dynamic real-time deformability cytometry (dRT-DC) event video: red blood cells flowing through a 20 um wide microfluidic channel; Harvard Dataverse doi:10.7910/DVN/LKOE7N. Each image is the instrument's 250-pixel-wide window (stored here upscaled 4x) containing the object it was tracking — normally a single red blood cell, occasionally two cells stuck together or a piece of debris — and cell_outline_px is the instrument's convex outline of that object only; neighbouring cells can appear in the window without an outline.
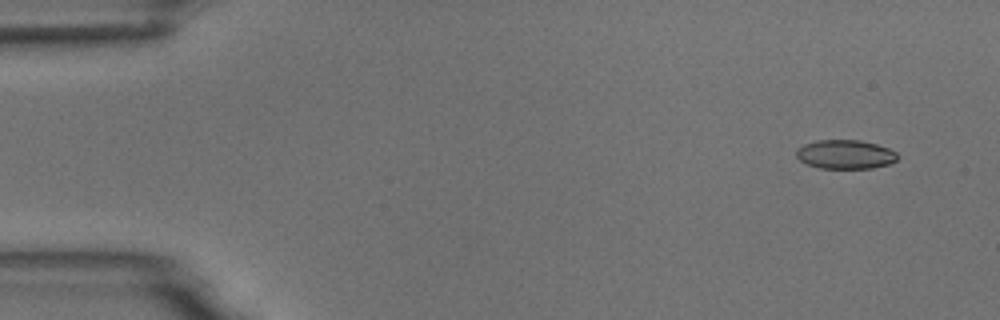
{"species": "common noctule bat (a hibernating species)", "species_latin": "Nyctalus noctula", "temperature_condition": "room temperature", "stored_images_in_passage": 5, "camera_frame_rate_fps": 3000, "um_per_image_px": 0.085, "animal": {"sex": "male", "body_mass_g": 18.8}, "frame": {"image": 1, "passage_image": 1, "time_ms": 0.0, "image_size_px": [1000, 320], "cell_outline_px": [[896, 160], [892, 164], [872, 168], [820, 168], [808, 164], [800, 160], [796, 156], [796, 148], [804, 144], [816, 140], [860, 140], [876, 144], [888, 148], [896, 152]], "centroid_in_image_um": [71.84, 13.12], "position_along_channel_um": 13.2, "area_um2": 17.11}}
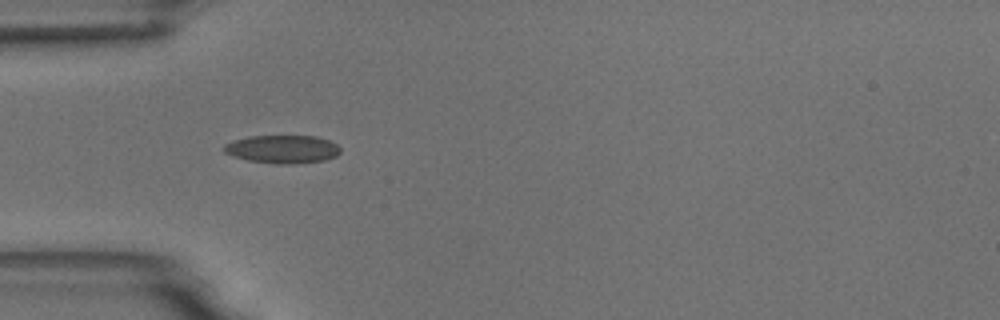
{"frame": {"image": 2, "passage_image": 4, "time_ms": 4.333, "image_size_px": [1000, 320], "cell_outline_px": [[340, 152], [336, 156], [324, 160], [292, 164], [272, 164], [248, 160], [232, 156], [224, 152], [224, 144], [232, 140], [248, 136], [316, 136], [328, 140], [336, 144], [340, 148]], "centroid_in_image_um": [23.98, 12.68], "position_along_channel_um": 61.0, "area_um2": 19.19}}